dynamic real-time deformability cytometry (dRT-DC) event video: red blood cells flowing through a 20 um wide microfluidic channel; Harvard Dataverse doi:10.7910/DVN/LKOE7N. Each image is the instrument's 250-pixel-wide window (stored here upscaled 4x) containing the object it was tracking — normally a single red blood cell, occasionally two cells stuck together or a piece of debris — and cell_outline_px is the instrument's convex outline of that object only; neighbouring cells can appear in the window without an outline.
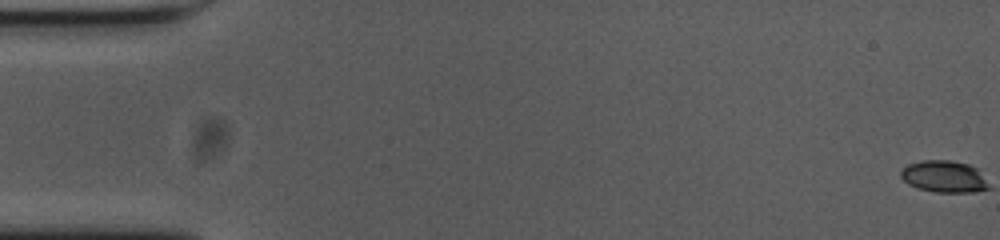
{"species": "common noctule bat (a hibernating species)", "species_latin": "Nyctalus noctula", "temperature_condition": "cold", "stored_images_in_passage": 13, "camera_frame_rate_fps": 3000, "um_per_image_px": 0.085, "animal": {"sex": "female", "body_mass_g": 23.0, "forearm_length_mm": 53.4}, "frame": {"image": 1, "passage_image": 1, "time_ms": 0.0, "image_size_px": [1000, 240], "cell_outline_px": [[984, 188], [928, 188], [916, 184], [904, 176], [904, 172], [908, 168], [916, 164], [960, 164], [968, 168], [980, 180]], "centroid_in_image_um": [80.14, 14.99], "position_along_channel_um": 4.9, "area_um2": 11.16}}